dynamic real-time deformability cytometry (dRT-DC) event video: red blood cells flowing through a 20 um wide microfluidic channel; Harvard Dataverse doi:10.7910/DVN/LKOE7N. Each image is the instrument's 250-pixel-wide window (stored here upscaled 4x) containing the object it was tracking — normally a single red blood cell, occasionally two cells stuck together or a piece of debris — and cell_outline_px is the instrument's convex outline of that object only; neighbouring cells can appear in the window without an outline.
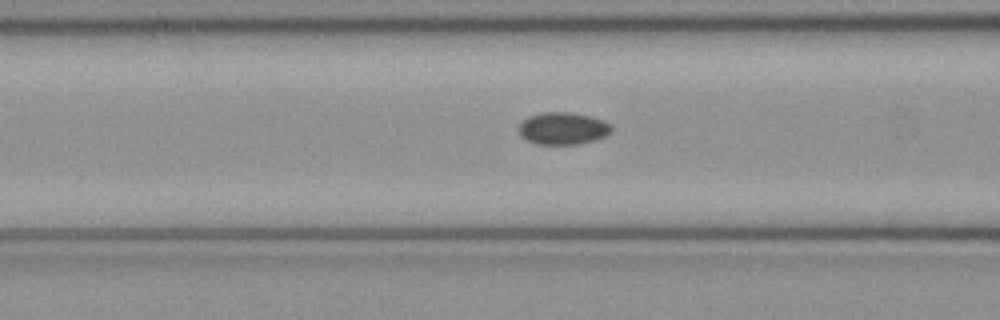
{"species": "common noctule bat (a hibernating species)", "species_latin": "Nyctalus noctula", "temperature_condition": "cold", "stored_images_in_passage": 44, "camera_frame_rate_fps": 3000, "um_per_image_px": 0.085, "animal": {"sex": "female", "body_mass_g": 21.9}, "frame": {"image": 1, "passage_image": 20, "time_ms": 6.333, "image_size_px": [1000, 320], "cell_outline_px": [[612, 128], [604, 136], [592, 140], [576, 144], [536, 144], [520, 136], [516, 128], [528, 116], [540, 112], [572, 112], [592, 116], [604, 120], [612, 124]], "centroid_in_image_um": [47.81, 10.89], "position_along_channel_um": 118.8, "area_um2": 17.51}}
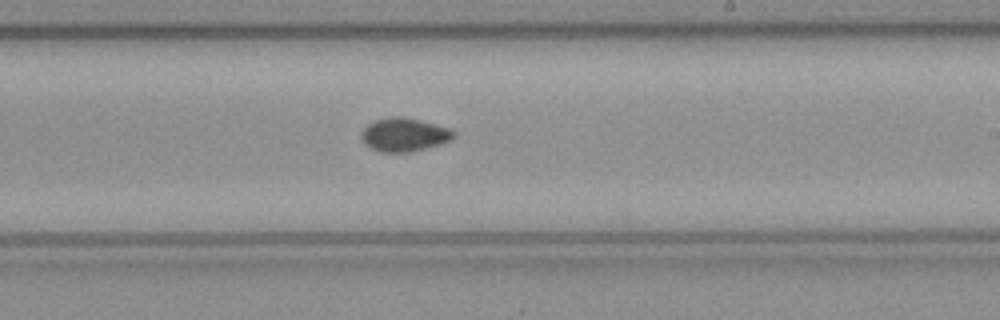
{"frame": {"image": 2, "passage_image": 30, "time_ms": 9.667, "image_size_px": [1000, 320], "cell_outline_px": [[456, 132], [448, 140], [440, 144], [408, 152], [380, 152], [364, 144], [360, 136], [360, 132], [368, 124], [376, 120], [392, 116], [400, 116], [420, 120], [448, 128]], "centroid_in_image_um": [34.29, 11.44], "position_along_channel_um": 254.7, "area_um2": 17.74}}
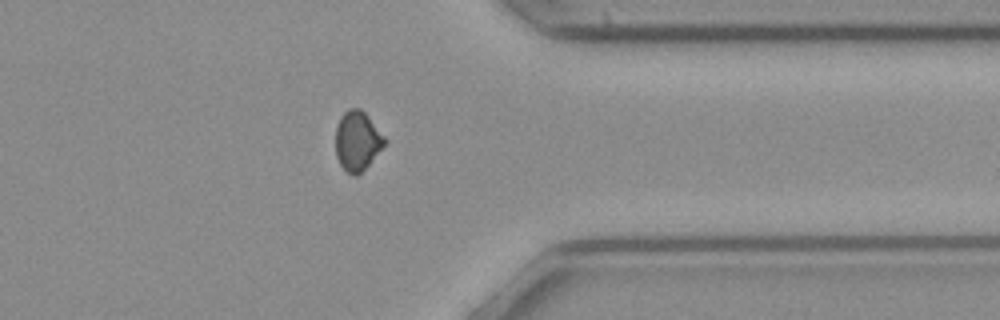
{"frame": {"image": 3, "passage_image": 40, "time_ms": 13.0, "image_size_px": [1000, 320], "cell_outline_px": [[388, 140], [368, 164], [356, 176], [352, 176], [340, 164], [336, 156], [336, 128], [340, 116], [348, 108], [360, 108], [368, 116]], "centroid_in_image_um": [30.36, 11.94], "position_along_channel_um": 381.0, "area_um2": 16.82}}